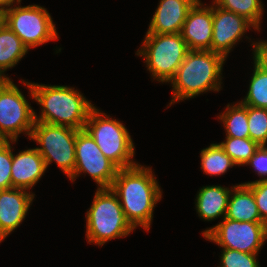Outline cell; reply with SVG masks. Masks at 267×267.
I'll return each mask as SVG.
<instances>
[{"instance_id":"obj_21","label":"cell","mask_w":267,"mask_h":267,"mask_svg":"<svg viewBox=\"0 0 267 267\" xmlns=\"http://www.w3.org/2000/svg\"><path fill=\"white\" fill-rule=\"evenodd\" d=\"M200 158L202 170L210 176L223 175L229 168L236 165L219 143L210 144L209 147L202 149Z\"/></svg>"},{"instance_id":"obj_10","label":"cell","mask_w":267,"mask_h":267,"mask_svg":"<svg viewBox=\"0 0 267 267\" xmlns=\"http://www.w3.org/2000/svg\"><path fill=\"white\" fill-rule=\"evenodd\" d=\"M35 111L10 80L0 89V141H17L19 134L31 136Z\"/></svg>"},{"instance_id":"obj_9","label":"cell","mask_w":267,"mask_h":267,"mask_svg":"<svg viewBox=\"0 0 267 267\" xmlns=\"http://www.w3.org/2000/svg\"><path fill=\"white\" fill-rule=\"evenodd\" d=\"M211 228L202 231L204 238L222 248L245 253H258L267 240V225L263 222L234 221L222 218Z\"/></svg>"},{"instance_id":"obj_16","label":"cell","mask_w":267,"mask_h":267,"mask_svg":"<svg viewBox=\"0 0 267 267\" xmlns=\"http://www.w3.org/2000/svg\"><path fill=\"white\" fill-rule=\"evenodd\" d=\"M47 167L36 148L22 150L14 155L12 151V188L30 190L45 173Z\"/></svg>"},{"instance_id":"obj_31","label":"cell","mask_w":267,"mask_h":267,"mask_svg":"<svg viewBox=\"0 0 267 267\" xmlns=\"http://www.w3.org/2000/svg\"><path fill=\"white\" fill-rule=\"evenodd\" d=\"M16 1V2H15ZM20 4L21 0H0V9L10 7L12 4Z\"/></svg>"},{"instance_id":"obj_22","label":"cell","mask_w":267,"mask_h":267,"mask_svg":"<svg viewBox=\"0 0 267 267\" xmlns=\"http://www.w3.org/2000/svg\"><path fill=\"white\" fill-rule=\"evenodd\" d=\"M214 3L227 11L234 12L249 20L260 31L264 12L261 0H213Z\"/></svg>"},{"instance_id":"obj_26","label":"cell","mask_w":267,"mask_h":267,"mask_svg":"<svg viewBox=\"0 0 267 267\" xmlns=\"http://www.w3.org/2000/svg\"><path fill=\"white\" fill-rule=\"evenodd\" d=\"M218 267H260L258 253H245L234 249L223 248Z\"/></svg>"},{"instance_id":"obj_19","label":"cell","mask_w":267,"mask_h":267,"mask_svg":"<svg viewBox=\"0 0 267 267\" xmlns=\"http://www.w3.org/2000/svg\"><path fill=\"white\" fill-rule=\"evenodd\" d=\"M29 49L4 23L0 28V69L5 72L27 54Z\"/></svg>"},{"instance_id":"obj_24","label":"cell","mask_w":267,"mask_h":267,"mask_svg":"<svg viewBox=\"0 0 267 267\" xmlns=\"http://www.w3.org/2000/svg\"><path fill=\"white\" fill-rule=\"evenodd\" d=\"M225 138L226 140L220 142L219 145L238 166L246 165L256 150L260 147L250 138Z\"/></svg>"},{"instance_id":"obj_8","label":"cell","mask_w":267,"mask_h":267,"mask_svg":"<svg viewBox=\"0 0 267 267\" xmlns=\"http://www.w3.org/2000/svg\"><path fill=\"white\" fill-rule=\"evenodd\" d=\"M77 130L44 122H34L31 140L41 147H36L43 157L46 167L54 161L69 178L75 168V143Z\"/></svg>"},{"instance_id":"obj_17","label":"cell","mask_w":267,"mask_h":267,"mask_svg":"<svg viewBox=\"0 0 267 267\" xmlns=\"http://www.w3.org/2000/svg\"><path fill=\"white\" fill-rule=\"evenodd\" d=\"M232 189L233 187L229 189L221 185L203 186L199 189L195 202L198 216L206 221L220 216L224 218Z\"/></svg>"},{"instance_id":"obj_5","label":"cell","mask_w":267,"mask_h":267,"mask_svg":"<svg viewBox=\"0 0 267 267\" xmlns=\"http://www.w3.org/2000/svg\"><path fill=\"white\" fill-rule=\"evenodd\" d=\"M84 129L95 140L103 155L119 169L138 164L132 159L135 147L131 135L120 121L94 107Z\"/></svg>"},{"instance_id":"obj_20","label":"cell","mask_w":267,"mask_h":267,"mask_svg":"<svg viewBox=\"0 0 267 267\" xmlns=\"http://www.w3.org/2000/svg\"><path fill=\"white\" fill-rule=\"evenodd\" d=\"M218 119L222 121L225 127L226 137L250 138L247 105H243L241 102L231 106L228 104Z\"/></svg>"},{"instance_id":"obj_30","label":"cell","mask_w":267,"mask_h":267,"mask_svg":"<svg viewBox=\"0 0 267 267\" xmlns=\"http://www.w3.org/2000/svg\"><path fill=\"white\" fill-rule=\"evenodd\" d=\"M254 62L267 73V41H252Z\"/></svg>"},{"instance_id":"obj_28","label":"cell","mask_w":267,"mask_h":267,"mask_svg":"<svg viewBox=\"0 0 267 267\" xmlns=\"http://www.w3.org/2000/svg\"><path fill=\"white\" fill-rule=\"evenodd\" d=\"M253 192L262 222L267 225V180L245 182Z\"/></svg>"},{"instance_id":"obj_1","label":"cell","mask_w":267,"mask_h":267,"mask_svg":"<svg viewBox=\"0 0 267 267\" xmlns=\"http://www.w3.org/2000/svg\"><path fill=\"white\" fill-rule=\"evenodd\" d=\"M111 189L120 201L131 226L143 227L147 232L153 220V209L162 198V191L150 167L136 164L119 169Z\"/></svg>"},{"instance_id":"obj_23","label":"cell","mask_w":267,"mask_h":267,"mask_svg":"<svg viewBox=\"0 0 267 267\" xmlns=\"http://www.w3.org/2000/svg\"><path fill=\"white\" fill-rule=\"evenodd\" d=\"M249 83L247 95L240 102L243 105L267 109V73L255 62Z\"/></svg>"},{"instance_id":"obj_13","label":"cell","mask_w":267,"mask_h":267,"mask_svg":"<svg viewBox=\"0 0 267 267\" xmlns=\"http://www.w3.org/2000/svg\"><path fill=\"white\" fill-rule=\"evenodd\" d=\"M198 0L189 10L181 36L189 50H210L213 29V1L207 6Z\"/></svg>"},{"instance_id":"obj_12","label":"cell","mask_w":267,"mask_h":267,"mask_svg":"<svg viewBox=\"0 0 267 267\" xmlns=\"http://www.w3.org/2000/svg\"><path fill=\"white\" fill-rule=\"evenodd\" d=\"M250 27L257 30L245 17L224 10L213 2L211 51L222 55L226 59L233 46L242 39L248 29H251Z\"/></svg>"},{"instance_id":"obj_32","label":"cell","mask_w":267,"mask_h":267,"mask_svg":"<svg viewBox=\"0 0 267 267\" xmlns=\"http://www.w3.org/2000/svg\"><path fill=\"white\" fill-rule=\"evenodd\" d=\"M11 79L4 74V72L0 69V89H2Z\"/></svg>"},{"instance_id":"obj_18","label":"cell","mask_w":267,"mask_h":267,"mask_svg":"<svg viewBox=\"0 0 267 267\" xmlns=\"http://www.w3.org/2000/svg\"><path fill=\"white\" fill-rule=\"evenodd\" d=\"M225 218L239 222H262L252 189L247 184L233 186Z\"/></svg>"},{"instance_id":"obj_4","label":"cell","mask_w":267,"mask_h":267,"mask_svg":"<svg viewBox=\"0 0 267 267\" xmlns=\"http://www.w3.org/2000/svg\"><path fill=\"white\" fill-rule=\"evenodd\" d=\"M88 243L102 246L114 238L126 237L134 228L127 221L118 196L111 188H98L86 213Z\"/></svg>"},{"instance_id":"obj_2","label":"cell","mask_w":267,"mask_h":267,"mask_svg":"<svg viewBox=\"0 0 267 267\" xmlns=\"http://www.w3.org/2000/svg\"><path fill=\"white\" fill-rule=\"evenodd\" d=\"M21 82L28 87L31 97L41 105L40 116L34 113L35 122L84 129L89 113L95 106L81 92L63 85Z\"/></svg>"},{"instance_id":"obj_7","label":"cell","mask_w":267,"mask_h":267,"mask_svg":"<svg viewBox=\"0 0 267 267\" xmlns=\"http://www.w3.org/2000/svg\"><path fill=\"white\" fill-rule=\"evenodd\" d=\"M12 4L3 9L4 23L21 39L28 49L57 40L58 32L51 15L40 5L22 7Z\"/></svg>"},{"instance_id":"obj_3","label":"cell","mask_w":267,"mask_h":267,"mask_svg":"<svg viewBox=\"0 0 267 267\" xmlns=\"http://www.w3.org/2000/svg\"><path fill=\"white\" fill-rule=\"evenodd\" d=\"M225 60L210 50H190L170 80L173 99L169 106L207 91L219 92Z\"/></svg>"},{"instance_id":"obj_11","label":"cell","mask_w":267,"mask_h":267,"mask_svg":"<svg viewBox=\"0 0 267 267\" xmlns=\"http://www.w3.org/2000/svg\"><path fill=\"white\" fill-rule=\"evenodd\" d=\"M75 156L74 172L69 177L72 182L80 174L87 173L98 184V188H111L119 168L103 155L85 129L77 130Z\"/></svg>"},{"instance_id":"obj_14","label":"cell","mask_w":267,"mask_h":267,"mask_svg":"<svg viewBox=\"0 0 267 267\" xmlns=\"http://www.w3.org/2000/svg\"><path fill=\"white\" fill-rule=\"evenodd\" d=\"M34 197L25 189L0 190V243L25 220Z\"/></svg>"},{"instance_id":"obj_29","label":"cell","mask_w":267,"mask_h":267,"mask_svg":"<svg viewBox=\"0 0 267 267\" xmlns=\"http://www.w3.org/2000/svg\"><path fill=\"white\" fill-rule=\"evenodd\" d=\"M246 165H250L255 169L258 176L262 178L259 180H267V145L260 146Z\"/></svg>"},{"instance_id":"obj_33","label":"cell","mask_w":267,"mask_h":267,"mask_svg":"<svg viewBox=\"0 0 267 267\" xmlns=\"http://www.w3.org/2000/svg\"><path fill=\"white\" fill-rule=\"evenodd\" d=\"M3 24H4V12L0 11V28L2 27Z\"/></svg>"},{"instance_id":"obj_27","label":"cell","mask_w":267,"mask_h":267,"mask_svg":"<svg viewBox=\"0 0 267 267\" xmlns=\"http://www.w3.org/2000/svg\"><path fill=\"white\" fill-rule=\"evenodd\" d=\"M13 141H0V190L12 188L11 166Z\"/></svg>"},{"instance_id":"obj_25","label":"cell","mask_w":267,"mask_h":267,"mask_svg":"<svg viewBox=\"0 0 267 267\" xmlns=\"http://www.w3.org/2000/svg\"><path fill=\"white\" fill-rule=\"evenodd\" d=\"M250 139L259 146L267 144V109L247 106Z\"/></svg>"},{"instance_id":"obj_6","label":"cell","mask_w":267,"mask_h":267,"mask_svg":"<svg viewBox=\"0 0 267 267\" xmlns=\"http://www.w3.org/2000/svg\"><path fill=\"white\" fill-rule=\"evenodd\" d=\"M137 56H143L154 80L169 83L190 51L180 33H146Z\"/></svg>"},{"instance_id":"obj_15","label":"cell","mask_w":267,"mask_h":267,"mask_svg":"<svg viewBox=\"0 0 267 267\" xmlns=\"http://www.w3.org/2000/svg\"><path fill=\"white\" fill-rule=\"evenodd\" d=\"M198 0H160L146 33H180L189 10Z\"/></svg>"}]
</instances>
